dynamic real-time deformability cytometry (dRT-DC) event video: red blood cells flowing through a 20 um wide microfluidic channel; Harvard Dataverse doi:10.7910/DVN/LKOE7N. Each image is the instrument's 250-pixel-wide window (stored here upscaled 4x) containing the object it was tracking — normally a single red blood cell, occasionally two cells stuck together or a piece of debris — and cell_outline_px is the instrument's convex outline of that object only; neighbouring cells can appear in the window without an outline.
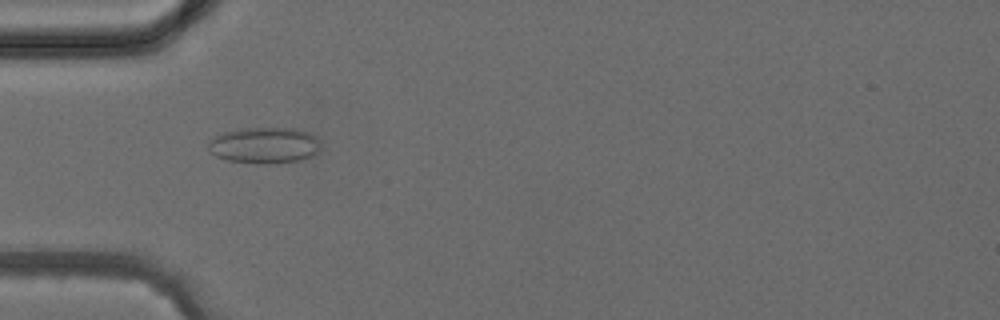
{"species": "common noctule bat (a hibernating species)", "species_latin": "Nyctalus noctula", "temperature_condition": "cold", "stored_images_in_passage": 5, "camera_frame_rate_fps": 3000, "um_per_image_px": 0.085, "animal": {"sex": "female", "body_mass_g": 24.6, "forearm_length_mm": 56.2}, "frame": {"image": 1, "passage_image": 4, "time_ms": 3.667, "image_size_px": [1000, 320], "cell_outline_px": [[320, 148], [312, 156], [300, 160], [276, 164], [260, 164], [228, 160], [216, 156], [208, 152], [208, 140], [220, 132], [240, 128], [296, 128], [308, 132], [316, 136], [320, 144]], "centroid_in_image_um": [22.44, 12.35], "position_along_channel_um": 62.6, "area_um2": 24.16}}
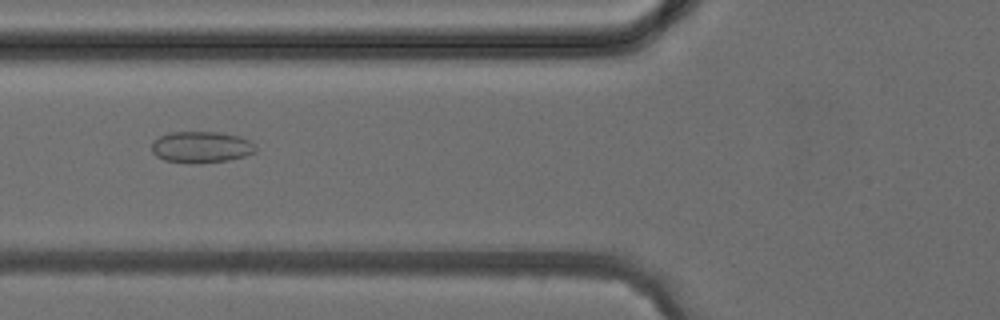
{"frame": {"image": 2, "passage_image": 5, "time_ms": 4.667, "image_size_px": [1000, 320], "cell_outline_px": [[256, 152], [244, 156], [228, 160], [196, 164], [192, 164], [164, 160], [156, 156], [152, 152], [152, 140], [168, 132], [220, 132], [240, 136], [248, 140], [256, 148]], "centroid_in_image_um": [17.07, 12.5], "position_along_channel_um": 108.7, "area_um2": 19.19}}